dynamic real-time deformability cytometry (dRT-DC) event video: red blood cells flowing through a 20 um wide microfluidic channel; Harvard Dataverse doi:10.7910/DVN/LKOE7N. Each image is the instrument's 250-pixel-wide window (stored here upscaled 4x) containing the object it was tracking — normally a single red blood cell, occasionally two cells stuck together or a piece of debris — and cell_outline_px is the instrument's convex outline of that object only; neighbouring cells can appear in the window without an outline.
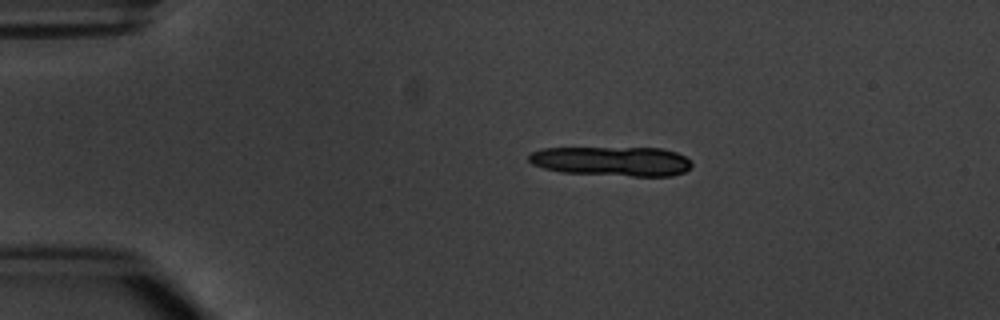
{"species": "common noctule bat (a hibernating species)", "species_latin": "Nyctalus noctula", "temperature_condition": "warm", "stored_images_in_passage": 5, "segment_of_instrument_passage": [1, 2], "camera_frame_rate_fps": 3000, "um_per_image_px": 0.085, "animal": {"sex": "male", "body_mass_g": 20.1, "forearm_length_mm": 53.5}, "frame": {"image": 1, "passage_image": 1, "time_ms": 0.0, "image_size_px": [1000, 320], "cell_outline_px": [[692, 164], [684, 172], [672, 176], [632, 176], [560, 172], [544, 168], [532, 164], [528, 160], [528, 156], [532, 152], [540, 148], [664, 148], [676, 152], [692, 160]], "centroid_in_image_um": [52.02, 13.7], "position_along_channel_um": 33.0, "area_um2": 28.15}}